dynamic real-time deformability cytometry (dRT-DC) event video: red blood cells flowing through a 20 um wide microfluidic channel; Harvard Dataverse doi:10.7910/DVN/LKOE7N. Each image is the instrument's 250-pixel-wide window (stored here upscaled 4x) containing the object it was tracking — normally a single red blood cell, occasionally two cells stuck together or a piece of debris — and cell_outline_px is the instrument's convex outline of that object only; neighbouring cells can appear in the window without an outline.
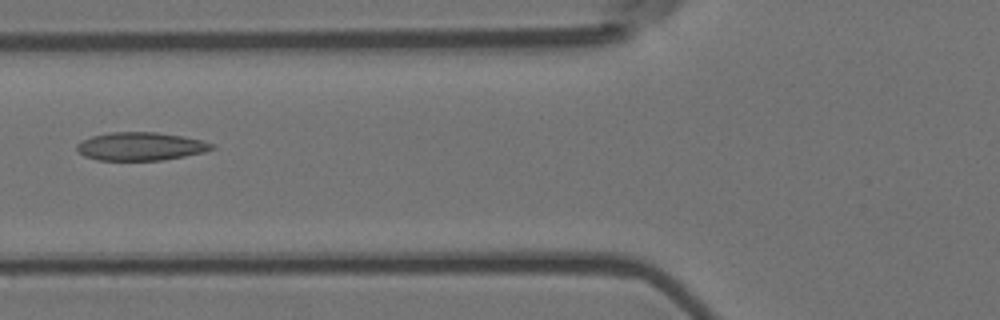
{"species": "Egyptian fruit bat (a non-hibernating species)", "species_latin": "Rousettus aegyptiacus", "temperature_condition": "room temperature", "stored_images_in_passage": 10, "camera_frame_rate_fps": 3000, "um_per_image_px": 0.085, "animal": {"sex": "female"}, "frame": {"image": 1, "passage_image": 6, "time_ms": 1.667, "image_size_px": [1000, 320], "cell_outline_px": [[216, 148], [204, 152], [184, 156], [160, 160], [96, 160], [84, 156], [76, 148], [76, 144], [92, 136], [112, 132], [156, 132], [184, 136], [216, 144]], "centroid_in_image_um": [11.98, 12.44], "position_along_channel_um": 113.8, "area_um2": 22.14}}
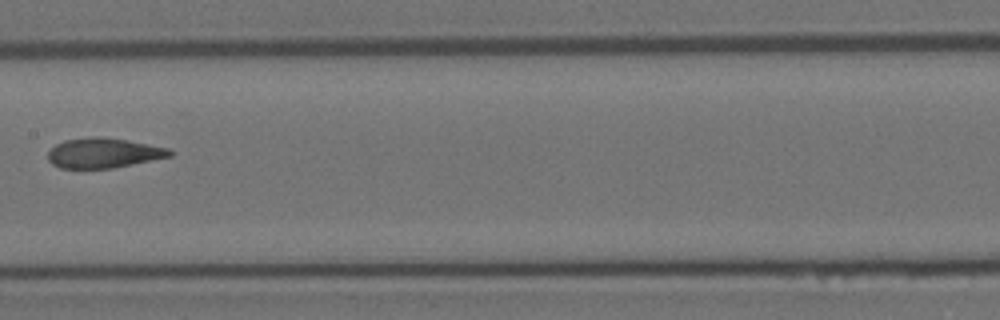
{"frame": {"image": 2, "passage_image": 8, "time_ms": 2.333, "image_size_px": [1000, 320], "cell_outline_px": [[176, 152], [172, 156], [112, 168], [60, 168], [52, 164], [48, 160], [48, 152], [56, 144], [64, 140], [92, 136], [104, 136], [128, 140], [168, 148]], "centroid_in_image_um": [8.81, 12.99], "position_along_channel_um": 198.6, "area_um2": 21.39}}
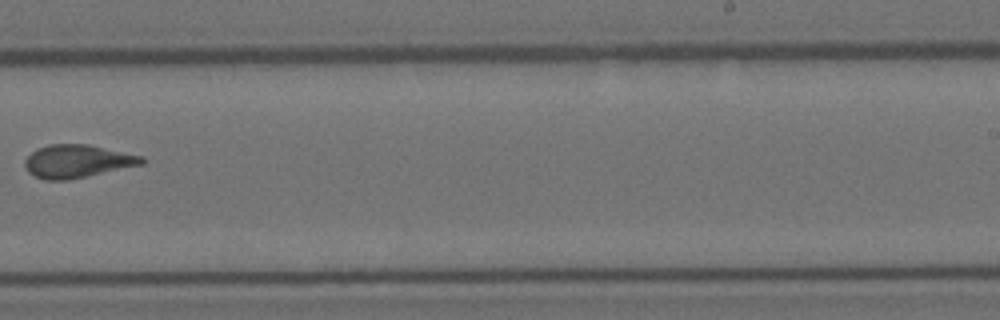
{"frame": {"image": 3, "passage_image": 10, "time_ms": 3.0, "image_size_px": [1000, 320], "cell_outline_px": [[144, 164], [88, 176], [68, 180], [44, 180], [32, 176], [28, 172], [24, 164], [24, 160], [36, 148], [48, 144], [88, 144], [144, 156]], "centroid_in_image_um": [6.55, 13.71], "position_along_channel_um": 282.5, "area_um2": 22.72}}